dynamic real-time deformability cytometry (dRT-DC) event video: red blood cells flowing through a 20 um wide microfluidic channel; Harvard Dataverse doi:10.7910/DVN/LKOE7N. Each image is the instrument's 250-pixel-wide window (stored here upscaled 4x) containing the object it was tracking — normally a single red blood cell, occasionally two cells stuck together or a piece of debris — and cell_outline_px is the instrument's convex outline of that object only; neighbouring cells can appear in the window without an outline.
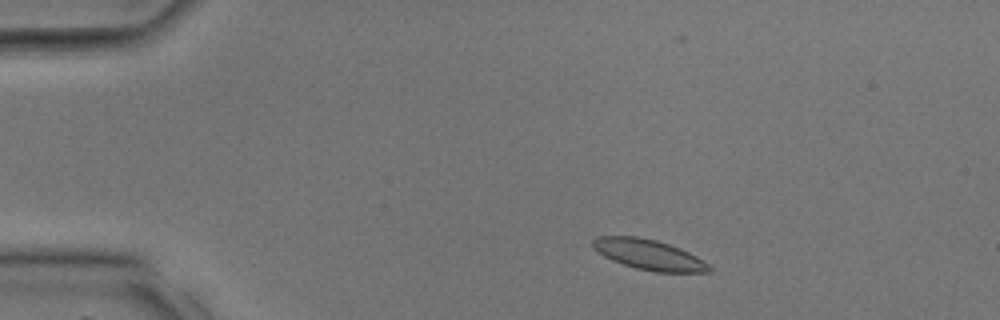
{"species": "common noctule bat (a hibernating species)", "species_latin": "Nyctalus noctula", "temperature_condition": "room temperature", "stored_images_in_passage": 33, "camera_frame_rate_fps": 3000, "um_per_image_px": 0.085, "animal": {"sex": "male", "body_mass_g": 17.9, "forearm_length_mm": 54.2}, "frame": {"image": 1, "passage_image": 4, "time_ms": 1.0, "image_size_px": [1000, 320], "cell_outline_px": [[712, 272], [656, 272], [636, 268], [612, 260], [596, 252], [592, 248], [592, 240], [596, 236], [636, 236], [656, 240], [680, 248], [704, 260], [712, 268]], "centroid_in_image_um": [55.13, 21.64], "position_along_channel_um": 29.9, "area_um2": 20.58}}
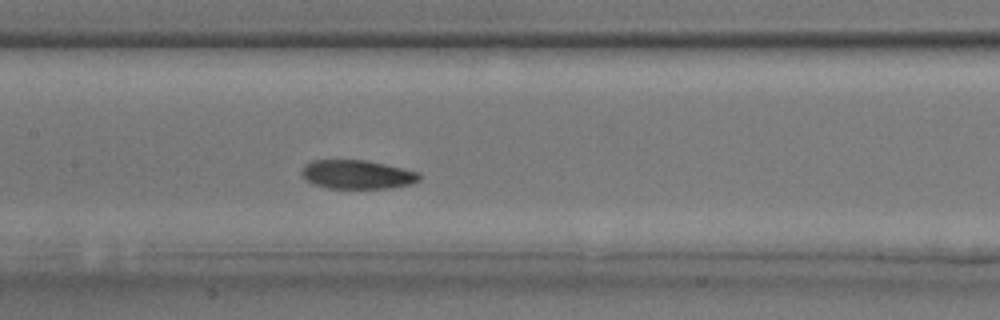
{"frame": {"image": 2, "passage_image": 15, "time_ms": 4.667, "image_size_px": [1000, 320], "cell_outline_px": [[420, 180], [412, 184], [392, 188], [328, 188], [312, 184], [300, 172], [304, 164], [312, 160], [368, 160], [404, 168], [420, 172]], "centroid_in_image_um": [30.39, 14.82], "position_along_channel_um": 177.0, "area_um2": 20.0}}
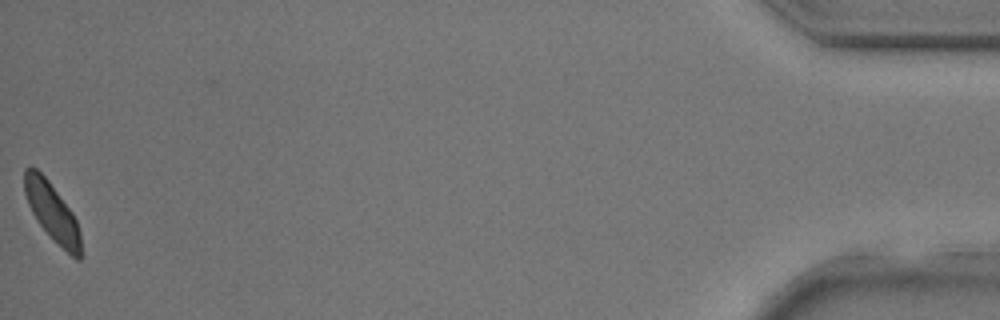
{"frame": {"image": 3, "passage_image": 33, "time_ms": 10.667, "image_size_px": [1000, 320], "cell_outline_px": [[84, 256], [80, 260], [76, 260], [36, 220], [28, 204], [24, 192], [24, 168], [36, 168], [48, 180], [72, 212], [76, 220], [80, 232]], "centroid_in_image_um": [4.47, 18.04], "position_along_channel_um": 430.7, "area_um2": 18.84}}